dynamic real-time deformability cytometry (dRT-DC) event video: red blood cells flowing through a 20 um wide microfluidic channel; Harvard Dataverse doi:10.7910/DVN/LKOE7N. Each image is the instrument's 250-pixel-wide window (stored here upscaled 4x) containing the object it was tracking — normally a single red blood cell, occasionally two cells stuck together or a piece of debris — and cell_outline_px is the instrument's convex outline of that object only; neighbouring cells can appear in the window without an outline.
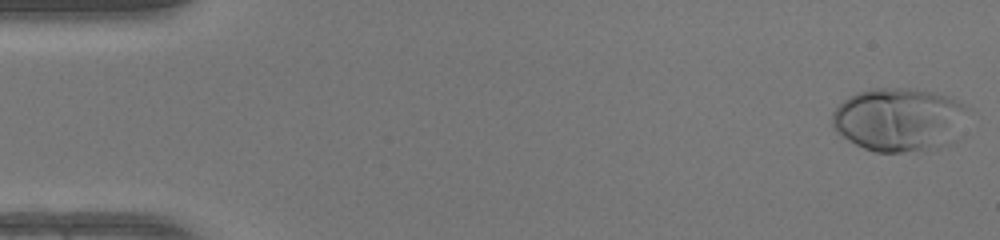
{"species": "human", "species_latin": "Homo sapiens", "temperature_condition": "warm", "stored_images_in_passage": 49, "camera_frame_rate_fps": 3000, "um_per_image_px": 0.085, "donor": {"sex": "female"}, "frame": {"image": 1, "passage_image": 1, "time_ms": 0.0, "image_size_px": [1000, 240], "cell_outline_px": [[972, 108], [936, 148], [924, 152], [876, 152], [864, 148], [848, 140], [836, 132], [832, 128], [832, 112], [848, 96], [856, 92], [872, 88], [916, 88], [936, 92], [952, 96]], "centroid_in_image_um": [76.32, 10.11], "position_along_channel_um": 8.7, "area_um2": 49.77}}
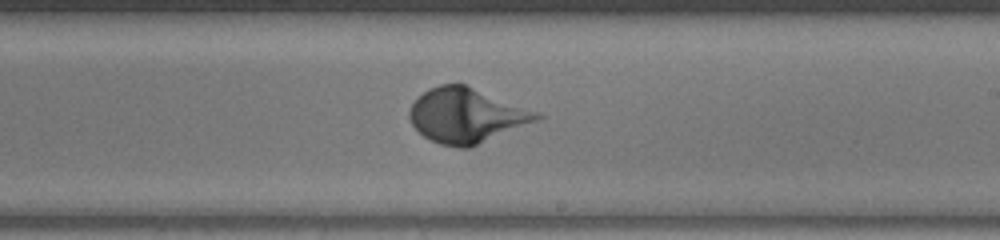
{"frame": {"image": 2, "passage_image": 29, "time_ms": 9.333, "image_size_px": [1000, 240], "cell_outline_px": [[544, 116], [540, 120], [468, 148], [456, 148], [440, 144], [424, 136], [412, 124], [408, 116], [408, 112], [416, 96], [428, 88], [440, 84], [464, 84], [540, 112]], "centroid_in_image_um": [39.65, 9.81], "position_along_channel_um": 249.4, "area_um2": 40.63}}
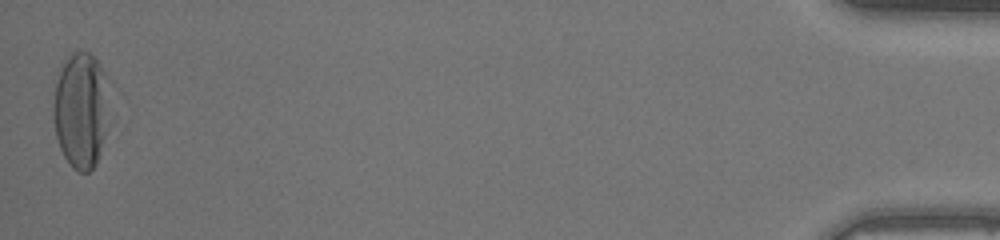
{"frame": {"image": 3, "passage_image": 49, "time_ms": 16.0, "image_size_px": [1000, 240], "cell_outline_px": [[108, 128], [96, 164], [88, 172], [76, 172], [72, 168], [64, 156], [60, 148], [56, 136], [52, 104], [56, 84], [60, 68], [68, 56], [72, 52], [88, 52], [96, 60], [104, 72], [108, 80]], "centroid_in_image_um": [6.89, 9.38], "position_along_channel_um": 428.3, "area_um2": 38.21}}